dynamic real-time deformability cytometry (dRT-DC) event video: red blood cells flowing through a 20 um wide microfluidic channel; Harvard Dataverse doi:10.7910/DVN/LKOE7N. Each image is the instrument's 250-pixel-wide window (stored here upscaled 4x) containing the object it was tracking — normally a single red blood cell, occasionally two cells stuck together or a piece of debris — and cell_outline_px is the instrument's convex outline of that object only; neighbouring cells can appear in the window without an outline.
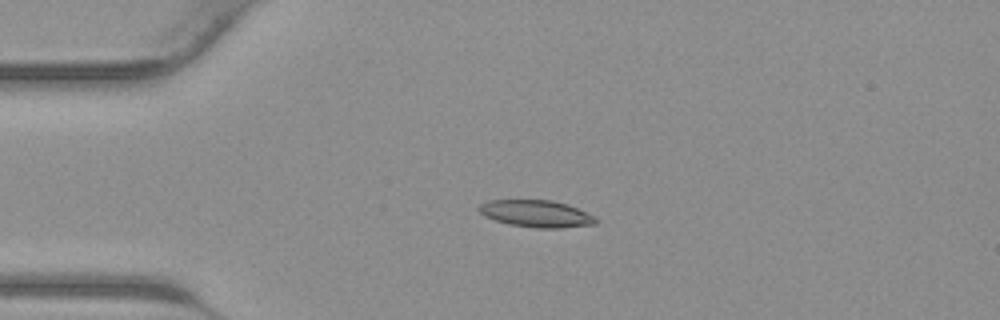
{"species": "common noctule bat (a hibernating species)", "species_latin": "Nyctalus noctula", "temperature_condition": "warm", "stored_images_in_passage": 34, "camera_frame_rate_fps": 3000, "um_per_image_px": 0.085, "animal": {"sex": "male", "body_mass_g": 23.1, "forearm_length_mm": 52.7}, "frame": {"image": 1, "passage_image": 2, "time_ms": 0.333, "image_size_px": [1000, 320], "cell_outline_px": [[596, 224], [560, 228], [536, 228], [508, 224], [484, 216], [480, 212], [480, 204], [488, 200], [552, 200], [568, 204], [596, 216]], "centroid_in_image_um": [45.61, 18.16], "position_along_channel_um": 39.4, "area_um2": 18.38}}
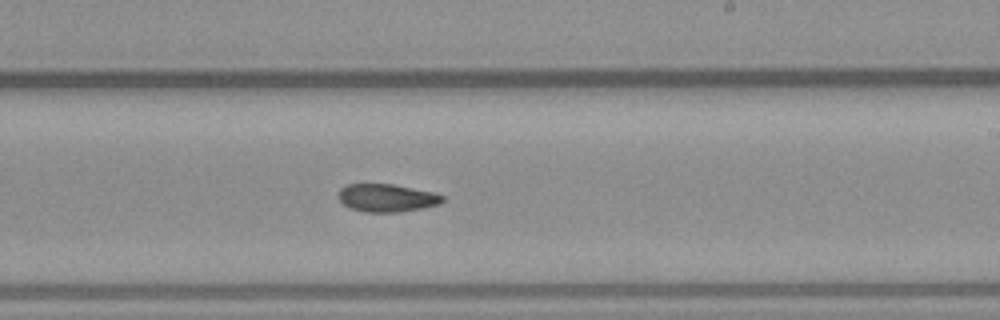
{"frame": {"image": 2, "passage_image": 17, "time_ms": 5.333, "image_size_px": [1000, 320], "cell_outline_px": [[444, 200], [440, 204], [424, 208], [400, 212], [364, 212], [352, 208], [344, 204], [336, 196], [336, 192], [340, 188], [348, 184], [392, 184], [436, 192], [444, 196]], "centroid_in_image_um": [32.89, 16.82], "position_along_channel_um": 256.1, "area_um2": 17.17}}
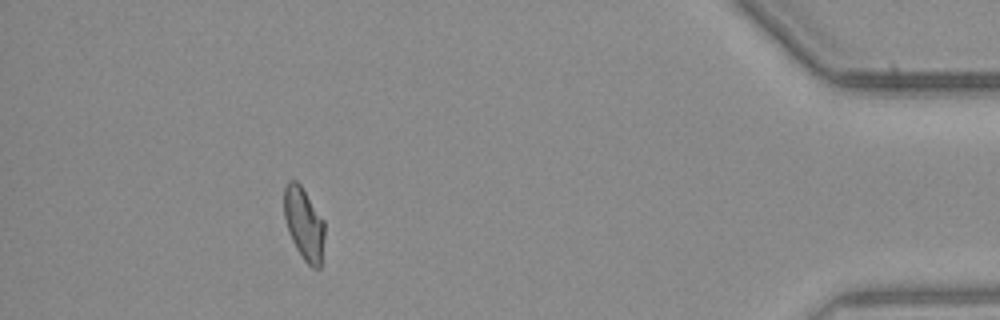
{"frame": {"image": 3, "passage_image": 30, "time_ms": 9.667, "image_size_px": [1000, 320], "cell_outline_px": [[324, 236], [320, 268], [312, 268], [304, 260], [296, 248], [288, 232], [284, 216], [284, 188], [288, 180], [296, 180], [300, 184], [324, 220]], "centroid_in_image_um": [25.83, 19.01], "position_along_channel_um": 409.4, "area_um2": 17.05}}